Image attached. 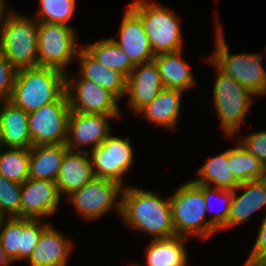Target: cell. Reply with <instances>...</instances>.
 <instances>
[{"mask_svg": "<svg viewBox=\"0 0 266 266\" xmlns=\"http://www.w3.org/2000/svg\"><path fill=\"white\" fill-rule=\"evenodd\" d=\"M76 30L65 24L38 22V66L67 74L66 68L73 64L83 47Z\"/></svg>", "mask_w": 266, "mask_h": 266, "instance_id": "cell-8", "label": "cell"}, {"mask_svg": "<svg viewBox=\"0 0 266 266\" xmlns=\"http://www.w3.org/2000/svg\"><path fill=\"white\" fill-rule=\"evenodd\" d=\"M243 191V192H241ZM240 192V193H238ZM266 207V178L242 182L233 190L227 223L219 230H230L249 221L257 211ZM266 210V209H265ZM266 214V211L265 213Z\"/></svg>", "mask_w": 266, "mask_h": 266, "instance_id": "cell-17", "label": "cell"}, {"mask_svg": "<svg viewBox=\"0 0 266 266\" xmlns=\"http://www.w3.org/2000/svg\"><path fill=\"white\" fill-rule=\"evenodd\" d=\"M239 143L249 153L255 156L266 168V130H259L240 135Z\"/></svg>", "mask_w": 266, "mask_h": 266, "instance_id": "cell-35", "label": "cell"}, {"mask_svg": "<svg viewBox=\"0 0 266 266\" xmlns=\"http://www.w3.org/2000/svg\"><path fill=\"white\" fill-rule=\"evenodd\" d=\"M77 0H39V7L34 17L38 22L65 24L76 12Z\"/></svg>", "mask_w": 266, "mask_h": 266, "instance_id": "cell-30", "label": "cell"}, {"mask_svg": "<svg viewBox=\"0 0 266 266\" xmlns=\"http://www.w3.org/2000/svg\"><path fill=\"white\" fill-rule=\"evenodd\" d=\"M187 240L177 235L166 239H150L144 252L145 260L133 261L129 266H187Z\"/></svg>", "mask_w": 266, "mask_h": 266, "instance_id": "cell-21", "label": "cell"}, {"mask_svg": "<svg viewBox=\"0 0 266 266\" xmlns=\"http://www.w3.org/2000/svg\"><path fill=\"white\" fill-rule=\"evenodd\" d=\"M261 220L256 240L243 265L266 262V214Z\"/></svg>", "mask_w": 266, "mask_h": 266, "instance_id": "cell-37", "label": "cell"}, {"mask_svg": "<svg viewBox=\"0 0 266 266\" xmlns=\"http://www.w3.org/2000/svg\"><path fill=\"white\" fill-rule=\"evenodd\" d=\"M1 146L27 148L33 146L30 138L28 113L11 102H0Z\"/></svg>", "mask_w": 266, "mask_h": 266, "instance_id": "cell-22", "label": "cell"}, {"mask_svg": "<svg viewBox=\"0 0 266 266\" xmlns=\"http://www.w3.org/2000/svg\"><path fill=\"white\" fill-rule=\"evenodd\" d=\"M21 218L44 219L56 214L62 203L57 183L28 178L22 184Z\"/></svg>", "mask_w": 266, "mask_h": 266, "instance_id": "cell-14", "label": "cell"}, {"mask_svg": "<svg viewBox=\"0 0 266 266\" xmlns=\"http://www.w3.org/2000/svg\"><path fill=\"white\" fill-rule=\"evenodd\" d=\"M94 177L89 152L68 149L56 180L61 198L83 188Z\"/></svg>", "mask_w": 266, "mask_h": 266, "instance_id": "cell-20", "label": "cell"}, {"mask_svg": "<svg viewBox=\"0 0 266 266\" xmlns=\"http://www.w3.org/2000/svg\"><path fill=\"white\" fill-rule=\"evenodd\" d=\"M228 163L234 177L240 182L266 178V168L238 142L228 149Z\"/></svg>", "mask_w": 266, "mask_h": 266, "instance_id": "cell-28", "label": "cell"}, {"mask_svg": "<svg viewBox=\"0 0 266 266\" xmlns=\"http://www.w3.org/2000/svg\"><path fill=\"white\" fill-rule=\"evenodd\" d=\"M66 94L71 111L85 114L122 115L114 94L97 83L66 74Z\"/></svg>", "mask_w": 266, "mask_h": 266, "instance_id": "cell-12", "label": "cell"}, {"mask_svg": "<svg viewBox=\"0 0 266 266\" xmlns=\"http://www.w3.org/2000/svg\"><path fill=\"white\" fill-rule=\"evenodd\" d=\"M74 241L50 224L41 234L32 255L26 261L29 266H68Z\"/></svg>", "mask_w": 266, "mask_h": 266, "instance_id": "cell-18", "label": "cell"}, {"mask_svg": "<svg viewBox=\"0 0 266 266\" xmlns=\"http://www.w3.org/2000/svg\"><path fill=\"white\" fill-rule=\"evenodd\" d=\"M38 21L5 7L0 16V50L16 69L38 66Z\"/></svg>", "mask_w": 266, "mask_h": 266, "instance_id": "cell-3", "label": "cell"}, {"mask_svg": "<svg viewBox=\"0 0 266 266\" xmlns=\"http://www.w3.org/2000/svg\"><path fill=\"white\" fill-rule=\"evenodd\" d=\"M242 266H266V263H256V264H249V265H242Z\"/></svg>", "mask_w": 266, "mask_h": 266, "instance_id": "cell-39", "label": "cell"}, {"mask_svg": "<svg viewBox=\"0 0 266 266\" xmlns=\"http://www.w3.org/2000/svg\"><path fill=\"white\" fill-rule=\"evenodd\" d=\"M183 49L156 55L154 61L158 66L165 88L181 91L191 90L196 87L197 80L192 72V67L183 58Z\"/></svg>", "mask_w": 266, "mask_h": 266, "instance_id": "cell-24", "label": "cell"}, {"mask_svg": "<svg viewBox=\"0 0 266 266\" xmlns=\"http://www.w3.org/2000/svg\"><path fill=\"white\" fill-rule=\"evenodd\" d=\"M14 264L10 258L5 254V251L3 247L1 246V241H0V266H11Z\"/></svg>", "mask_w": 266, "mask_h": 266, "instance_id": "cell-38", "label": "cell"}, {"mask_svg": "<svg viewBox=\"0 0 266 266\" xmlns=\"http://www.w3.org/2000/svg\"><path fill=\"white\" fill-rule=\"evenodd\" d=\"M183 93L181 90L164 88L151 103L140 109L136 115H140L141 119L147 123L174 132L178 129V119L183 108Z\"/></svg>", "mask_w": 266, "mask_h": 266, "instance_id": "cell-19", "label": "cell"}, {"mask_svg": "<svg viewBox=\"0 0 266 266\" xmlns=\"http://www.w3.org/2000/svg\"><path fill=\"white\" fill-rule=\"evenodd\" d=\"M0 146H1V122H0Z\"/></svg>", "mask_w": 266, "mask_h": 266, "instance_id": "cell-42", "label": "cell"}, {"mask_svg": "<svg viewBox=\"0 0 266 266\" xmlns=\"http://www.w3.org/2000/svg\"><path fill=\"white\" fill-rule=\"evenodd\" d=\"M82 46L96 61L120 72L126 79L135 67L125 52L110 37L98 39L91 44L85 43Z\"/></svg>", "mask_w": 266, "mask_h": 266, "instance_id": "cell-27", "label": "cell"}, {"mask_svg": "<svg viewBox=\"0 0 266 266\" xmlns=\"http://www.w3.org/2000/svg\"><path fill=\"white\" fill-rule=\"evenodd\" d=\"M17 70L0 50V102L9 101L12 95Z\"/></svg>", "mask_w": 266, "mask_h": 266, "instance_id": "cell-36", "label": "cell"}, {"mask_svg": "<svg viewBox=\"0 0 266 266\" xmlns=\"http://www.w3.org/2000/svg\"><path fill=\"white\" fill-rule=\"evenodd\" d=\"M121 18L118 34L111 37L134 65L152 61L154 53L141 17L128 5Z\"/></svg>", "mask_w": 266, "mask_h": 266, "instance_id": "cell-15", "label": "cell"}, {"mask_svg": "<svg viewBox=\"0 0 266 266\" xmlns=\"http://www.w3.org/2000/svg\"><path fill=\"white\" fill-rule=\"evenodd\" d=\"M94 177L119 183L124 188L125 175L133 168L134 148L131 137H119L112 133L89 152Z\"/></svg>", "mask_w": 266, "mask_h": 266, "instance_id": "cell-10", "label": "cell"}, {"mask_svg": "<svg viewBox=\"0 0 266 266\" xmlns=\"http://www.w3.org/2000/svg\"><path fill=\"white\" fill-rule=\"evenodd\" d=\"M175 236L205 242L220 231L206 217L203 185L189 179L169 195Z\"/></svg>", "mask_w": 266, "mask_h": 266, "instance_id": "cell-4", "label": "cell"}, {"mask_svg": "<svg viewBox=\"0 0 266 266\" xmlns=\"http://www.w3.org/2000/svg\"><path fill=\"white\" fill-rule=\"evenodd\" d=\"M79 66L78 75L81 78L93 81L114 94L119 100L126 93V78L113 69H109L96 61L83 47L76 57Z\"/></svg>", "mask_w": 266, "mask_h": 266, "instance_id": "cell-23", "label": "cell"}, {"mask_svg": "<svg viewBox=\"0 0 266 266\" xmlns=\"http://www.w3.org/2000/svg\"><path fill=\"white\" fill-rule=\"evenodd\" d=\"M206 160L195 172L197 177L192 180L195 184L225 190H234L240 185L228 163V149Z\"/></svg>", "mask_w": 266, "mask_h": 266, "instance_id": "cell-26", "label": "cell"}, {"mask_svg": "<svg viewBox=\"0 0 266 266\" xmlns=\"http://www.w3.org/2000/svg\"><path fill=\"white\" fill-rule=\"evenodd\" d=\"M68 149L66 144L32 146L29 156V178L56 182Z\"/></svg>", "mask_w": 266, "mask_h": 266, "instance_id": "cell-25", "label": "cell"}, {"mask_svg": "<svg viewBox=\"0 0 266 266\" xmlns=\"http://www.w3.org/2000/svg\"><path fill=\"white\" fill-rule=\"evenodd\" d=\"M65 92V73L42 66L23 68L16 72L9 102L29 113L57 101Z\"/></svg>", "mask_w": 266, "mask_h": 266, "instance_id": "cell-5", "label": "cell"}, {"mask_svg": "<svg viewBox=\"0 0 266 266\" xmlns=\"http://www.w3.org/2000/svg\"><path fill=\"white\" fill-rule=\"evenodd\" d=\"M22 184L0 175V215L3 218H21Z\"/></svg>", "mask_w": 266, "mask_h": 266, "instance_id": "cell-33", "label": "cell"}, {"mask_svg": "<svg viewBox=\"0 0 266 266\" xmlns=\"http://www.w3.org/2000/svg\"><path fill=\"white\" fill-rule=\"evenodd\" d=\"M122 116L70 111L67 123L66 146L70 150L83 152H90L96 149L111 134L112 120L117 121Z\"/></svg>", "mask_w": 266, "mask_h": 266, "instance_id": "cell-13", "label": "cell"}, {"mask_svg": "<svg viewBox=\"0 0 266 266\" xmlns=\"http://www.w3.org/2000/svg\"><path fill=\"white\" fill-rule=\"evenodd\" d=\"M129 6L141 17L154 56L183 49L181 18L176 11L150 0H132Z\"/></svg>", "mask_w": 266, "mask_h": 266, "instance_id": "cell-7", "label": "cell"}, {"mask_svg": "<svg viewBox=\"0 0 266 266\" xmlns=\"http://www.w3.org/2000/svg\"><path fill=\"white\" fill-rule=\"evenodd\" d=\"M124 187L117 182L93 177L83 188L66 198L80 218L93 221L108 211L121 214L122 192Z\"/></svg>", "mask_w": 266, "mask_h": 266, "instance_id": "cell-9", "label": "cell"}, {"mask_svg": "<svg viewBox=\"0 0 266 266\" xmlns=\"http://www.w3.org/2000/svg\"><path fill=\"white\" fill-rule=\"evenodd\" d=\"M3 9H4V7L0 4V16H1Z\"/></svg>", "mask_w": 266, "mask_h": 266, "instance_id": "cell-41", "label": "cell"}, {"mask_svg": "<svg viewBox=\"0 0 266 266\" xmlns=\"http://www.w3.org/2000/svg\"><path fill=\"white\" fill-rule=\"evenodd\" d=\"M121 221L135 232L154 239L175 236L169 196L137 186H126L122 192Z\"/></svg>", "mask_w": 266, "mask_h": 266, "instance_id": "cell-1", "label": "cell"}, {"mask_svg": "<svg viewBox=\"0 0 266 266\" xmlns=\"http://www.w3.org/2000/svg\"><path fill=\"white\" fill-rule=\"evenodd\" d=\"M205 63L216 70L211 99L218 123L223 135L233 140L246 123L245 119L255 101L253 97L256 96L234 78L221 72L208 58H204Z\"/></svg>", "mask_w": 266, "mask_h": 266, "instance_id": "cell-6", "label": "cell"}, {"mask_svg": "<svg viewBox=\"0 0 266 266\" xmlns=\"http://www.w3.org/2000/svg\"><path fill=\"white\" fill-rule=\"evenodd\" d=\"M51 224L50 220L22 218L20 241V263L32 255L42 232Z\"/></svg>", "mask_w": 266, "mask_h": 266, "instance_id": "cell-34", "label": "cell"}, {"mask_svg": "<svg viewBox=\"0 0 266 266\" xmlns=\"http://www.w3.org/2000/svg\"><path fill=\"white\" fill-rule=\"evenodd\" d=\"M71 108L66 92L55 102L28 113L33 146L65 144Z\"/></svg>", "mask_w": 266, "mask_h": 266, "instance_id": "cell-11", "label": "cell"}, {"mask_svg": "<svg viewBox=\"0 0 266 266\" xmlns=\"http://www.w3.org/2000/svg\"><path fill=\"white\" fill-rule=\"evenodd\" d=\"M22 218H2L0 222V241L5 254L15 263H20V241Z\"/></svg>", "mask_w": 266, "mask_h": 266, "instance_id": "cell-31", "label": "cell"}, {"mask_svg": "<svg viewBox=\"0 0 266 266\" xmlns=\"http://www.w3.org/2000/svg\"><path fill=\"white\" fill-rule=\"evenodd\" d=\"M203 193L206 201V211L209 213L211 211V215L209 217V221L220 230L226 223L229 216V209L231 206L232 198H233V190H225L219 188H213L209 186L203 185ZM221 205L220 209H216V211L212 212L211 206L213 204L212 201L216 200ZM215 202V201H213ZM220 207V206H219Z\"/></svg>", "mask_w": 266, "mask_h": 266, "instance_id": "cell-32", "label": "cell"}, {"mask_svg": "<svg viewBox=\"0 0 266 266\" xmlns=\"http://www.w3.org/2000/svg\"><path fill=\"white\" fill-rule=\"evenodd\" d=\"M6 0H0V4L5 8V7H9L8 5H6Z\"/></svg>", "mask_w": 266, "mask_h": 266, "instance_id": "cell-40", "label": "cell"}, {"mask_svg": "<svg viewBox=\"0 0 266 266\" xmlns=\"http://www.w3.org/2000/svg\"><path fill=\"white\" fill-rule=\"evenodd\" d=\"M159 69L154 60L137 64L126 79L127 107L135 115L151 103L164 89Z\"/></svg>", "mask_w": 266, "mask_h": 266, "instance_id": "cell-16", "label": "cell"}, {"mask_svg": "<svg viewBox=\"0 0 266 266\" xmlns=\"http://www.w3.org/2000/svg\"><path fill=\"white\" fill-rule=\"evenodd\" d=\"M30 149L0 146V175L23 184L29 178Z\"/></svg>", "mask_w": 266, "mask_h": 266, "instance_id": "cell-29", "label": "cell"}, {"mask_svg": "<svg viewBox=\"0 0 266 266\" xmlns=\"http://www.w3.org/2000/svg\"><path fill=\"white\" fill-rule=\"evenodd\" d=\"M214 20V48L206 57L221 72L234 78L256 97L266 95V66L263 65L265 55L256 52L231 53L224 37L223 26L218 18Z\"/></svg>", "mask_w": 266, "mask_h": 266, "instance_id": "cell-2", "label": "cell"}]
</instances>
